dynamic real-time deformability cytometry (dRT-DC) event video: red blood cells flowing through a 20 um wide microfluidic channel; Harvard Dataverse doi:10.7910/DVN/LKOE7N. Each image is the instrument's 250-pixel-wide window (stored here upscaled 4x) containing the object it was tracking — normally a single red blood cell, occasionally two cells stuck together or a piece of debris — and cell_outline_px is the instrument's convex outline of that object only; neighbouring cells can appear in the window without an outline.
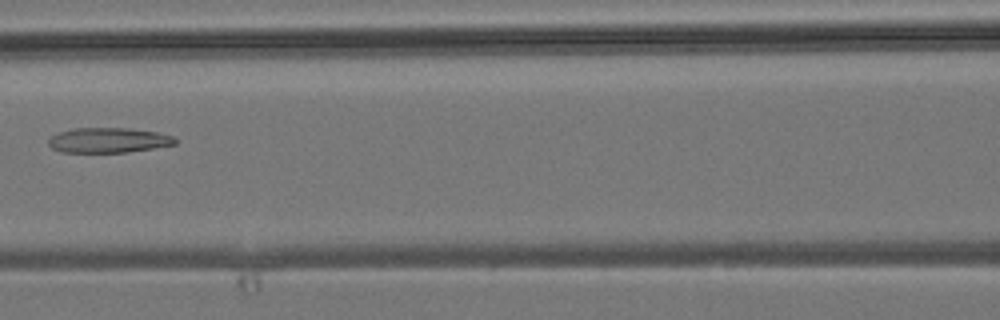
{"species": "common noctule bat (a hibernating species)", "species_latin": "Nyctalus noctula", "temperature_condition": "room temperature", "stored_images_in_passage": 7, "camera_frame_rate_fps": 3000, "um_per_image_px": 0.085, "animal": {"sex": "male", "body_mass_g": 19.2, "forearm_length_mm": 51.8}, "frame": {"image": 1, "passage_image": 6, "time_ms": 6.0, "image_size_px": [1000, 320], "cell_outline_px": [[176, 144], [152, 148], [124, 152], [60, 152], [52, 148], [48, 144], [48, 140], [52, 136], [60, 132], [76, 128], [128, 128], [156, 132], [172, 136], [176, 140]], "centroid_in_image_um": [9.19, 11.92], "position_along_channel_um": 157.4, "area_um2": 18.21}}
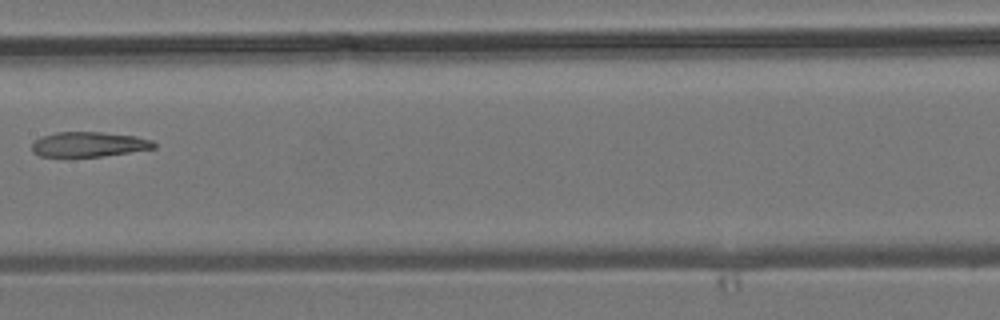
{"frame": {"image": 2, "passage_image": 7, "time_ms": 7.0, "image_size_px": [1000, 320], "cell_outline_px": [[156, 148], [104, 156], [40, 156], [32, 152], [32, 144], [36, 140], [44, 136], [56, 132], [100, 132], [136, 136], [152, 140], [156, 144]], "centroid_in_image_um": [7.58, 12.27], "position_along_channel_um": 199.8, "area_um2": 17.57}}